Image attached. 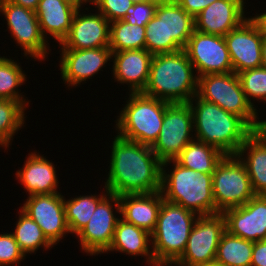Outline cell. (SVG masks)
<instances>
[{
  "label": "cell",
  "instance_id": "obj_1",
  "mask_svg": "<svg viewBox=\"0 0 266 266\" xmlns=\"http://www.w3.org/2000/svg\"><path fill=\"white\" fill-rule=\"evenodd\" d=\"M105 189L117 196L161 191L162 162L151 146L117 135Z\"/></svg>",
  "mask_w": 266,
  "mask_h": 266
},
{
  "label": "cell",
  "instance_id": "obj_2",
  "mask_svg": "<svg viewBox=\"0 0 266 266\" xmlns=\"http://www.w3.org/2000/svg\"><path fill=\"white\" fill-rule=\"evenodd\" d=\"M194 97L189 104L197 140L217 147L225 155H236L254 130L241 117L198 95Z\"/></svg>",
  "mask_w": 266,
  "mask_h": 266
},
{
  "label": "cell",
  "instance_id": "obj_3",
  "mask_svg": "<svg viewBox=\"0 0 266 266\" xmlns=\"http://www.w3.org/2000/svg\"><path fill=\"white\" fill-rule=\"evenodd\" d=\"M182 49L174 53L155 54L150 63L148 83L143 94L169 103H185L197 95L198 76Z\"/></svg>",
  "mask_w": 266,
  "mask_h": 266
},
{
  "label": "cell",
  "instance_id": "obj_4",
  "mask_svg": "<svg viewBox=\"0 0 266 266\" xmlns=\"http://www.w3.org/2000/svg\"><path fill=\"white\" fill-rule=\"evenodd\" d=\"M169 162L174 169L167 174L164 169ZM161 193L165 201L183 206L197 216L215 215L212 174L186 168L175 159L163 161Z\"/></svg>",
  "mask_w": 266,
  "mask_h": 266
},
{
  "label": "cell",
  "instance_id": "obj_5",
  "mask_svg": "<svg viewBox=\"0 0 266 266\" xmlns=\"http://www.w3.org/2000/svg\"><path fill=\"white\" fill-rule=\"evenodd\" d=\"M197 214L183 206L162 201L151 242L155 262H176L184 253Z\"/></svg>",
  "mask_w": 266,
  "mask_h": 266
},
{
  "label": "cell",
  "instance_id": "obj_6",
  "mask_svg": "<svg viewBox=\"0 0 266 266\" xmlns=\"http://www.w3.org/2000/svg\"><path fill=\"white\" fill-rule=\"evenodd\" d=\"M126 106L117 119L120 137L152 146L157 140L165 110L169 102L150 97L142 92L129 95Z\"/></svg>",
  "mask_w": 266,
  "mask_h": 266
},
{
  "label": "cell",
  "instance_id": "obj_7",
  "mask_svg": "<svg viewBox=\"0 0 266 266\" xmlns=\"http://www.w3.org/2000/svg\"><path fill=\"white\" fill-rule=\"evenodd\" d=\"M197 95L241 117L254 131L260 130L262 121H257V110L247 101L235 72L199 76Z\"/></svg>",
  "mask_w": 266,
  "mask_h": 266
},
{
  "label": "cell",
  "instance_id": "obj_8",
  "mask_svg": "<svg viewBox=\"0 0 266 266\" xmlns=\"http://www.w3.org/2000/svg\"><path fill=\"white\" fill-rule=\"evenodd\" d=\"M215 214L244 205L255 196L245 164L237 155H225L212 174Z\"/></svg>",
  "mask_w": 266,
  "mask_h": 266
},
{
  "label": "cell",
  "instance_id": "obj_9",
  "mask_svg": "<svg viewBox=\"0 0 266 266\" xmlns=\"http://www.w3.org/2000/svg\"><path fill=\"white\" fill-rule=\"evenodd\" d=\"M192 130L193 114L189 102L169 103L159 136L151 149L161 162L175 159L194 140L190 134Z\"/></svg>",
  "mask_w": 266,
  "mask_h": 266
},
{
  "label": "cell",
  "instance_id": "obj_10",
  "mask_svg": "<svg viewBox=\"0 0 266 266\" xmlns=\"http://www.w3.org/2000/svg\"><path fill=\"white\" fill-rule=\"evenodd\" d=\"M190 231L186 249L176 261L183 266H208L215 263V256L225 229L222 213L196 216Z\"/></svg>",
  "mask_w": 266,
  "mask_h": 266
},
{
  "label": "cell",
  "instance_id": "obj_11",
  "mask_svg": "<svg viewBox=\"0 0 266 266\" xmlns=\"http://www.w3.org/2000/svg\"><path fill=\"white\" fill-rule=\"evenodd\" d=\"M199 76L233 72L224 36L194 31L183 48Z\"/></svg>",
  "mask_w": 266,
  "mask_h": 266
},
{
  "label": "cell",
  "instance_id": "obj_12",
  "mask_svg": "<svg viewBox=\"0 0 266 266\" xmlns=\"http://www.w3.org/2000/svg\"><path fill=\"white\" fill-rule=\"evenodd\" d=\"M0 12L5 15L9 31L24 50V55L44 59L49 47L41 33L35 11L8 1H0Z\"/></svg>",
  "mask_w": 266,
  "mask_h": 266
},
{
  "label": "cell",
  "instance_id": "obj_13",
  "mask_svg": "<svg viewBox=\"0 0 266 266\" xmlns=\"http://www.w3.org/2000/svg\"><path fill=\"white\" fill-rule=\"evenodd\" d=\"M111 202V203H110ZM120 214L119 196L109 193L97 206L87 225L77 234L81 249L90 255L101 254L109 249L119 218L113 213V204Z\"/></svg>",
  "mask_w": 266,
  "mask_h": 266
},
{
  "label": "cell",
  "instance_id": "obj_14",
  "mask_svg": "<svg viewBox=\"0 0 266 266\" xmlns=\"http://www.w3.org/2000/svg\"><path fill=\"white\" fill-rule=\"evenodd\" d=\"M22 210L42 229L44 236L54 246L64 234L70 233L60 193L31 195Z\"/></svg>",
  "mask_w": 266,
  "mask_h": 266
},
{
  "label": "cell",
  "instance_id": "obj_15",
  "mask_svg": "<svg viewBox=\"0 0 266 266\" xmlns=\"http://www.w3.org/2000/svg\"><path fill=\"white\" fill-rule=\"evenodd\" d=\"M229 51L233 72L236 74L261 67L263 36L257 24L246 19L239 27L224 36Z\"/></svg>",
  "mask_w": 266,
  "mask_h": 266
},
{
  "label": "cell",
  "instance_id": "obj_16",
  "mask_svg": "<svg viewBox=\"0 0 266 266\" xmlns=\"http://www.w3.org/2000/svg\"><path fill=\"white\" fill-rule=\"evenodd\" d=\"M226 231L250 241L266 240V196L255 195L242 206L222 212Z\"/></svg>",
  "mask_w": 266,
  "mask_h": 266
},
{
  "label": "cell",
  "instance_id": "obj_17",
  "mask_svg": "<svg viewBox=\"0 0 266 266\" xmlns=\"http://www.w3.org/2000/svg\"><path fill=\"white\" fill-rule=\"evenodd\" d=\"M77 9L67 37L62 41L61 49H92L109 47L110 22L98 14H79Z\"/></svg>",
  "mask_w": 266,
  "mask_h": 266
},
{
  "label": "cell",
  "instance_id": "obj_18",
  "mask_svg": "<svg viewBox=\"0 0 266 266\" xmlns=\"http://www.w3.org/2000/svg\"><path fill=\"white\" fill-rule=\"evenodd\" d=\"M61 76L69 86H77L82 81L90 79L112 59V51L109 47L92 49H62Z\"/></svg>",
  "mask_w": 266,
  "mask_h": 266
},
{
  "label": "cell",
  "instance_id": "obj_19",
  "mask_svg": "<svg viewBox=\"0 0 266 266\" xmlns=\"http://www.w3.org/2000/svg\"><path fill=\"white\" fill-rule=\"evenodd\" d=\"M244 12V0H217L195 17V30L225 36L248 19Z\"/></svg>",
  "mask_w": 266,
  "mask_h": 266
},
{
  "label": "cell",
  "instance_id": "obj_20",
  "mask_svg": "<svg viewBox=\"0 0 266 266\" xmlns=\"http://www.w3.org/2000/svg\"><path fill=\"white\" fill-rule=\"evenodd\" d=\"M155 15L165 23L167 53L182 50L195 31V18L175 0H160Z\"/></svg>",
  "mask_w": 266,
  "mask_h": 266
},
{
  "label": "cell",
  "instance_id": "obj_21",
  "mask_svg": "<svg viewBox=\"0 0 266 266\" xmlns=\"http://www.w3.org/2000/svg\"><path fill=\"white\" fill-rule=\"evenodd\" d=\"M113 75L118 82L130 85L132 93L143 92L149 79L153 55L146 49L112 52Z\"/></svg>",
  "mask_w": 266,
  "mask_h": 266
},
{
  "label": "cell",
  "instance_id": "obj_22",
  "mask_svg": "<svg viewBox=\"0 0 266 266\" xmlns=\"http://www.w3.org/2000/svg\"><path fill=\"white\" fill-rule=\"evenodd\" d=\"M120 199V215L128 223L148 231L155 230L163 195L152 193L123 194Z\"/></svg>",
  "mask_w": 266,
  "mask_h": 266
},
{
  "label": "cell",
  "instance_id": "obj_23",
  "mask_svg": "<svg viewBox=\"0 0 266 266\" xmlns=\"http://www.w3.org/2000/svg\"><path fill=\"white\" fill-rule=\"evenodd\" d=\"M54 164L46 158L31 153L26 159L22 169L16 173L21 185L29 192V196L36 194H54L59 193L56 189L58 180Z\"/></svg>",
  "mask_w": 266,
  "mask_h": 266
},
{
  "label": "cell",
  "instance_id": "obj_24",
  "mask_svg": "<svg viewBox=\"0 0 266 266\" xmlns=\"http://www.w3.org/2000/svg\"><path fill=\"white\" fill-rule=\"evenodd\" d=\"M77 8L61 0H40L35 10L40 30L49 33L60 44L67 37Z\"/></svg>",
  "mask_w": 266,
  "mask_h": 266
},
{
  "label": "cell",
  "instance_id": "obj_25",
  "mask_svg": "<svg viewBox=\"0 0 266 266\" xmlns=\"http://www.w3.org/2000/svg\"><path fill=\"white\" fill-rule=\"evenodd\" d=\"M246 151V159L241 158ZM236 155L246 166L255 195L266 196V135L261 130L254 131Z\"/></svg>",
  "mask_w": 266,
  "mask_h": 266
},
{
  "label": "cell",
  "instance_id": "obj_26",
  "mask_svg": "<svg viewBox=\"0 0 266 266\" xmlns=\"http://www.w3.org/2000/svg\"><path fill=\"white\" fill-rule=\"evenodd\" d=\"M150 237L151 234L148 231L120 218L114 231L112 243L106 252L120 251L133 256H146L148 264L152 265L155 261L153 252L149 250Z\"/></svg>",
  "mask_w": 266,
  "mask_h": 266
},
{
  "label": "cell",
  "instance_id": "obj_27",
  "mask_svg": "<svg viewBox=\"0 0 266 266\" xmlns=\"http://www.w3.org/2000/svg\"><path fill=\"white\" fill-rule=\"evenodd\" d=\"M225 154L213 145L193 140L175 158L182 166L196 172L213 174Z\"/></svg>",
  "mask_w": 266,
  "mask_h": 266
},
{
  "label": "cell",
  "instance_id": "obj_28",
  "mask_svg": "<svg viewBox=\"0 0 266 266\" xmlns=\"http://www.w3.org/2000/svg\"><path fill=\"white\" fill-rule=\"evenodd\" d=\"M253 241L225 231L218 243L215 263L218 266H251Z\"/></svg>",
  "mask_w": 266,
  "mask_h": 266
},
{
  "label": "cell",
  "instance_id": "obj_29",
  "mask_svg": "<svg viewBox=\"0 0 266 266\" xmlns=\"http://www.w3.org/2000/svg\"><path fill=\"white\" fill-rule=\"evenodd\" d=\"M109 193L110 192L106 189L105 195H100L99 198L98 196L96 197V195H80L68 201L64 199L66 221L70 233H75L77 235L87 225L98 204L108 196Z\"/></svg>",
  "mask_w": 266,
  "mask_h": 266
},
{
  "label": "cell",
  "instance_id": "obj_30",
  "mask_svg": "<svg viewBox=\"0 0 266 266\" xmlns=\"http://www.w3.org/2000/svg\"><path fill=\"white\" fill-rule=\"evenodd\" d=\"M110 24L109 48L112 52L145 49V26L131 25L123 20Z\"/></svg>",
  "mask_w": 266,
  "mask_h": 266
},
{
  "label": "cell",
  "instance_id": "obj_31",
  "mask_svg": "<svg viewBox=\"0 0 266 266\" xmlns=\"http://www.w3.org/2000/svg\"><path fill=\"white\" fill-rule=\"evenodd\" d=\"M12 234L25 255L34 253L40 246L45 249L53 246L44 236L40 226L22 209L16 223V229Z\"/></svg>",
  "mask_w": 266,
  "mask_h": 266
},
{
  "label": "cell",
  "instance_id": "obj_32",
  "mask_svg": "<svg viewBox=\"0 0 266 266\" xmlns=\"http://www.w3.org/2000/svg\"><path fill=\"white\" fill-rule=\"evenodd\" d=\"M25 106L20 101L0 99V145L8 147L24 124Z\"/></svg>",
  "mask_w": 266,
  "mask_h": 266
},
{
  "label": "cell",
  "instance_id": "obj_33",
  "mask_svg": "<svg viewBox=\"0 0 266 266\" xmlns=\"http://www.w3.org/2000/svg\"><path fill=\"white\" fill-rule=\"evenodd\" d=\"M25 76L17 62L0 57V99L20 101L26 106V99L18 91L16 92L17 87L23 85L26 80Z\"/></svg>",
  "mask_w": 266,
  "mask_h": 266
},
{
  "label": "cell",
  "instance_id": "obj_34",
  "mask_svg": "<svg viewBox=\"0 0 266 266\" xmlns=\"http://www.w3.org/2000/svg\"><path fill=\"white\" fill-rule=\"evenodd\" d=\"M245 93L247 101L251 102L252 98L266 101V69L263 67L248 69L237 74Z\"/></svg>",
  "mask_w": 266,
  "mask_h": 266
},
{
  "label": "cell",
  "instance_id": "obj_35",
  "mask_svg": "<svg viewBox=\"0 0 266 266\" xmlns=\"http://www.w3.org/2000/svg\"><path fill=\"white\" fill-rule=\"evenodd\" d=\"M145 49L152 55L167 53L165 23L156 15L145 25Z\"/></svg>",
  "mask_w": 266,
  "mask_h": 266
},
{
  "label": "cell",
  "instance_id": "obj_36",
  "mask_svg": "<svg viewBox=\"0 0 266 266\" xmlns=\"http://www.w3.org/2000/svg\"><path fill=\"white\" fill-rule=\"evenodd\" d=\"M160 0H146L133 3L126 12L123 21L137 26H145L154 16Z\"/></svg>",
  "mask_w": 266,
  "mask_h": 266
},
{
  "label": "cell",
  "instance_id": "obj_37",
  "mask_svg": "<svg viewBox=\"0 0 266 266\" xmlns=\"http://www.w3.org/2000/svg\"><path fill=\"white\" fill-rule=\"evenodd\" d=\"M25 256L12 233L0 234V266L16 264Z\"/></svg>",
  "mask_w": 266,
  "mask_h": 266
},
{
  "label": "cell",
  "instance_id": "obj_38",
  "mask_svg": "<svg viewBox=\"0 0 266 266\" xmlns=\"http://www.w3.org/2000/svg\"><path fill=\"white\" fill-rule=\"evenodd\" d=\"M99 12L111 23L117 20H123L126 12L133 2L130 0H94Z\"/></svg>",
  "mask_w": 266,
  "mask_h": 266
},
{
  "label": "cell",
  "instance_id": "obj_39",
  "mask_svg": "<svg viewBox=\"0 0 266 266\" xmlns=\"http://www.w3.org/2000/svg\"><path fill=\"white\" fill-rule=\"evenodd\" d=\"M188 14L194 18L211 3L217 0H175Z\"/></svg>",
  "mask_w": 266,
  "mask_h": 266
},
{
  "label": "cell",
  "instance_id": "obj_40",
  "mask_svg": "<svg viewBox=\"0 0 266 266\" xmlns=\"http://www.w3.org/2000/svg\"><path fill=\"white\" fill-rule=\"evenodd\" d=\"M251 266H266V240L253 242Z\"/></svg>",
  "mask_w": 266,
  "mask_h": 266
},
{
  "label": "cell",
  "instance_id": "obj_41",
  "mask_svg": "<svg viewBox=\"0 0 266 266\" xmlns=\"http://www.w3.org/2000/svg\"><path fill=\"white\" fill-rule=\"evenodd\" d=\"M0 1H8L13 4L23 6L24 8H28L35 11L40 0H0Z\"/></svg>",
  "mask_w": 266,
  "mask_h": 266
},
{
  "label": "cell",
  "instance_id": "obj_42",
  "mask_svg": "<svg viewBox=\"0 0 266 266\" xmlns=\"http://www.w3.org/2000/svg\"><path fill=\"white\" fill-rule=\"evenodd\" d=\"M259 27L263 37H266V12L251 18Z\"/></svg>",
  "mask_w": 266,
  "mask_h": 266
},
{
  "label": "cell",
  "instance_id": "obj_43",
  "mask_svg": "<svg viewBox=\"0 0 266 266\" xmlns=\"http://www.w3.org/2000/svg\"><path fill=\"white\" fill-rule=\"evenodd\" d=\"M261 58H262L261 67L266 69V37H263L262 41Z\"/></svg>",
  "mask_w": 266,
  "mask_h": 266
},
{
  "label": "cell",
  "instance_id": "obj_44",
  "mask_svg": "<svg viewBox=\"0 0 266 266\" xmlns=\"http://www.w3.org/2000/svg\"><path fill=\"white\" fill-rule=\"evenodd\" d=\"M61 1L66 2L67 4H70L76 7L77 9H81V5L86 3L84 0H61Z\"/></svg>",
  "mask_w": 266,
  "mask_h": 266
},
{
  "label": "cell",
  "instance_id": "obj_45",
  "mask_svg": "<svg viewBox=\"0 0 266 266\" xmlns=\"http://www.w3.org/2000/svg\"><path fill=\"white\" fill-rule=\"evenodd\" d=\"M172 264L173 266H183V265L178 264L177 262H154L152 266L153 265L154 266H168V265L172 266Z\"/></svg>",
  "mask_w": 266,
  "mask_h": 266
},
{
  "label": "cell",
  "instance_id": "obj_46",
  "mask_svg": "<svg viewBox=\"0 0 266 266\" xmlns=\"http://www.w3.org/2000/svg\"><path fill=\"white\" fill-rule=\"evenodd\" d=\"M260 130L266 135V121L262 120V123H261V128Z\"/></svg>",
  "mask_w": 266,
  "mask_h": 266
},
{
  "label": "cell",
  "instance_id": "obj_47",
  "mask_svg": "<svg viewBox=\"0 0 266 266\" xmlns=\"http://www.w3.org/2000/svg\"><path fill=\"white\" fill-rule=\"evenodd\" d=\"M132 1L133 3H138V2H143V1H146V0H130Z\"/></svg>",
  "mask_w": 266,
  "mask_h": 266
},
{
  "label": "cell",
  "instance_id": "obj_48",
  "mask_svg": "<svg viewBox=\"0 0 266 266\" xmlns=\"http://www.w3.org/2000/svg\"><path fill=\"white\" fill-rule=\"evenodd\" d=\"M84 1L87 3L90 2V4H92L94 0H84Z\"/></svg>",
  "mask_w": 266,
  "mask_h": 266
}]
</instances>
